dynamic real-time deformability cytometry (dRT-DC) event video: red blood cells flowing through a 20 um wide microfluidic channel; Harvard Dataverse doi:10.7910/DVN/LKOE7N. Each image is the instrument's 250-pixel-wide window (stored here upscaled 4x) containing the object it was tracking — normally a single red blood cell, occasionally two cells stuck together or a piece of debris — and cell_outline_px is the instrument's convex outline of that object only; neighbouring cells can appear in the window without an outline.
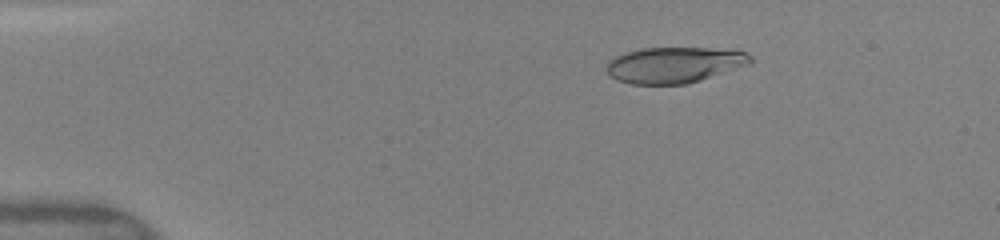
{"species": "human", "species_latin": "Homo sapiens", "temperature_condition": "warm", "stored_images_in_passage": 42, "camera_frame_rate_fps": 3000, "um_per_image_px": 0.085, "donor": {"sex": "female"}, "frame": {"image": 1, "passage_image": 2, "time_ms": 0.333, "image_size_px": [1000, 240], "cell_outline_px": [[752, 60], [748, 64], [688, 84], [632, 84], [616, 80], [608, 76], [604, 68], [608, 60], [612, 56], [624, 52], [640, 48], [708, 48], [748, 52], [752, 56]], "centroid_in_image_um": [57.21, 5.51], "position_along_channel_um": 27.8, "area_um2": 30.35}}
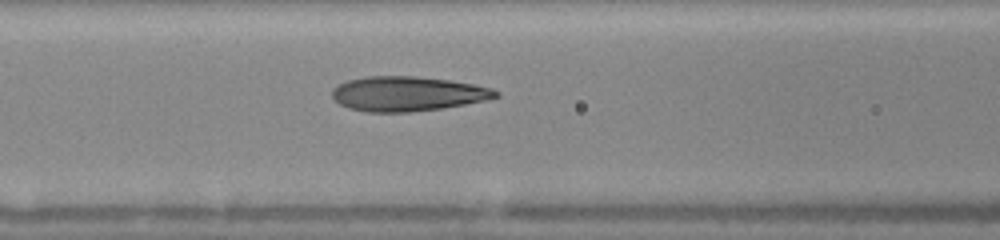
{"frame": {"image": 2, "passage_image": 15, "time_ms": 4.667, "image_size_px": [1000, 240], "cell_outline_px": [[500, 96], [484, 100], [464, 104], [440, 108], [408, 112], [364, 112], [348, 108], [340, 104], [332, 96], [332, 88], [348, 80], [368, 76], [416, 76], [448, 80], [472, 84], [492, 88], [500, 92]], "centroid_in_image_um": [34.62, 7.97], "position_along_channel_um": 132.0, "area_um2": 32.89}}
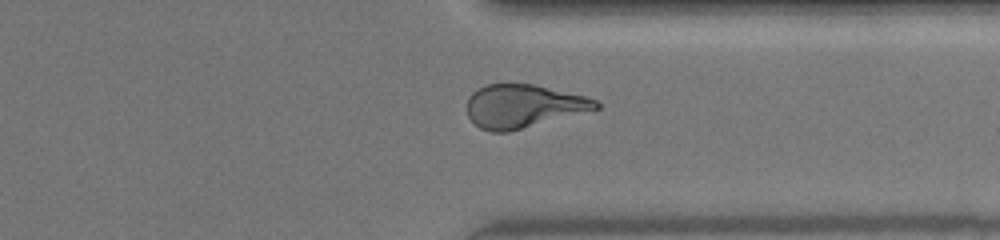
{"frame": {"image": 3, "passage_image": 32, "time_ms": 10.333, "image_size_px": [1000, 240], "cell_outline_px": [[600, 108], [508, 132], [492, 132], [480, 128], [468, 116], [468, 96], [472, 92], [488, 84], [536, 84], [588, 96], [596, 100], [600, 104]], "centroid_in_image_um": [44.5, 9.01], "position_along_channel_um": 366.9, "area_um2": 32.43}, "authors_computed_cell_mechanics": {"area_um2": 32.5992, "velocity_mm_per_s": 4.1456, "shape_relaxation_time_tau1_ms": 7.3753, "shape_relaxation_time_tau2_ms": 1.1239, "deformation_change_tau1": 0.2512, "deformation_change_tau2": 0.0888}}